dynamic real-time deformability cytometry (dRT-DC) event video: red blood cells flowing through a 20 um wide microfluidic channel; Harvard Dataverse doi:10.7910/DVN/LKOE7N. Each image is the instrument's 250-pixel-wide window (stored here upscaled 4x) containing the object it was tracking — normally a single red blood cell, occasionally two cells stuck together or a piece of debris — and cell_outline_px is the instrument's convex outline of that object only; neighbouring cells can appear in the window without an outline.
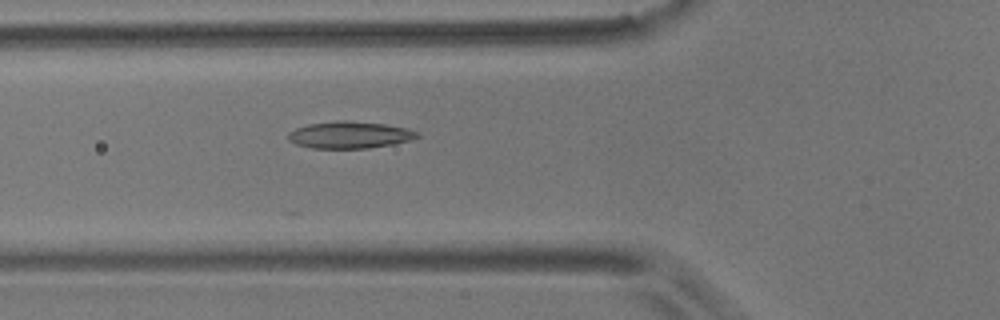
{"species": "common noctule bat (a hibernating species)", "species_latin": "Nyctalus noctula", "temperature_condition": "room temperature", "stored_images_in_passage": 6, "camera_frame_rate_fps": 3000, "um_per_image_px": 0.085, "animal": {"sex": "male", "body_mass_g": 17.9}, "frame": {"image": 1, "passage_image": 6, "time_ms": 1.667, "image_size_px": [1000, 320], "cell_outline_px": [[420, 136], [408, 140], [392, 144], [368, 148], [312, 148], [296, 144], [288, 140], [288, 132], [296, 128], [308, 124], [340, 120], [344, 120], [384, 124], [408, 128], [420, 132]], "centroid_in_image_um": [29.72, 11.46], "position_along_channel_um": 96.1, "area_um2": 20.17}}